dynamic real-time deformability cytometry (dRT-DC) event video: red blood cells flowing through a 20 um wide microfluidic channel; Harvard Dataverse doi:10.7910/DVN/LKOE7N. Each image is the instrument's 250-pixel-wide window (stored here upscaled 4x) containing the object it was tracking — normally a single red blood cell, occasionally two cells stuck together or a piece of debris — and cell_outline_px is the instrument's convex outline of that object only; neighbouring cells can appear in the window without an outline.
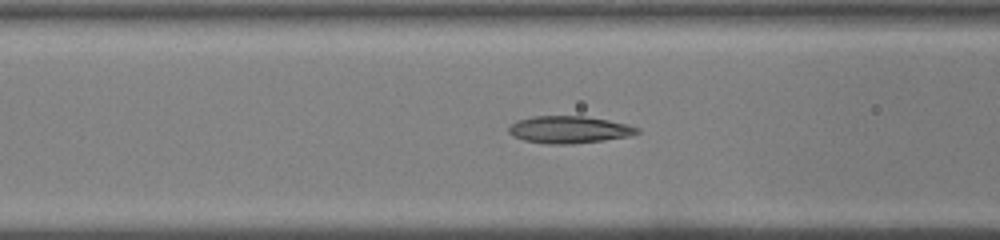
{"species": "common noctule bat (a hibernating species)", "species_latin": "Nyctalus noctula", "temperature_condition": "warm", "stored_images_in_passage": 31, "camera_frame_rate_fps": 3000, "um_per_image_px": 0.085, "animal": {"sex": "male", "body_mass_g": 19.0, "forearm_length_mm": 50.8}, "frame": {"image": 1, "passage_image": 6, "time_ms": 1.667, "image_size_px": [1000, 240], "cell_outline_px": [[640, 132], [628, 136], [604, 140], [572, 144], [548, 144], [524, 140], [512, 136], [508, 132], [508, 128], [516, 120], [532, 116], [584, 116], [608, 120], [628, 124], [640, 128]], "centroid_in_image_um": [48.36, 11.01], "position_along_channel_um": 118.2, "area_um2": 20.4}}
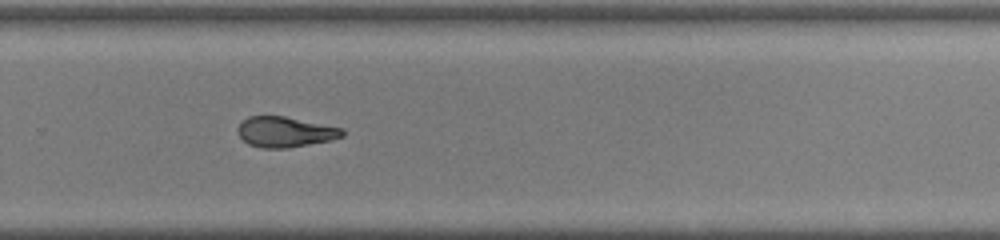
{"frame": {"image": 2, "passage_image": 18, "time_ms": 5.667, "image_size_px": [1000, 240], "cell_outline_px": [[344, 136], [332, 140], [288, 148], [260, 148], [248, 144], [236, 132], [236, 128], [248, 116], [284, 116], [344, 128]], "centroid_in_image_um": [24.24, 11.22], "position_along_channel_um": 305.6, "area_um2": 18.67}}
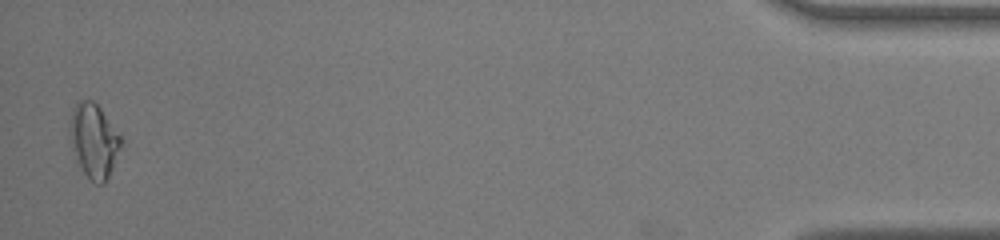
{"frame": {"image": 3, "passage_image": 31, "time_ms": 10.0, "image_size_px": [1000, 240], "cell_outline_px": [[124, 140], [112, 168], [104, 184], [96, 184], [84, 172], [72, 148], [72, 108], [80, 100], [92, 100], [100, 108]], "centroid_in_image_um": [8.03, 11.95], "position_along_channel_um": 427.2, "area_um2": 21.27}}